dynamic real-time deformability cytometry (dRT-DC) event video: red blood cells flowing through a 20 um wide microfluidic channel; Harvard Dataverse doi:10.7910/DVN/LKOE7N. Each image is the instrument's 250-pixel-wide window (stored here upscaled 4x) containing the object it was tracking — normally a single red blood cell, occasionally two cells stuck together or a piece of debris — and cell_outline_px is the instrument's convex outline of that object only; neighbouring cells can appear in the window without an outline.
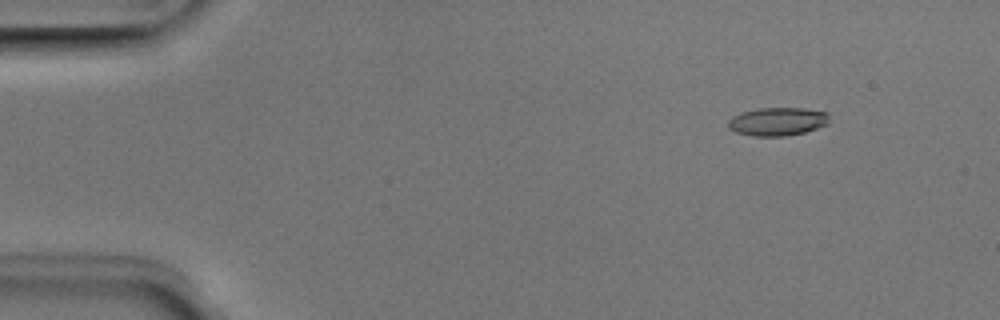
{"species": "Egyptian fruit bat (a non-hibernating species)", "species_latin": "Rousettus aegyptiacus", "temperature_condition": "room temperature", "stored_images_in_passage": 47, "camera_frame_rate_fps": 3000, "um_per_image_px": 0.085, "animal": {"sex": "male"}, "frame": {"image": 1, "passage_image": 2, "time_ms": 0.333, "image_size_px": [1000, 320], "cell_outline_px": [[828, 124], [804, 132], [784, 136], [752, 136], [736, 132], [728, 128], [728, 120], [732, 116], [740, 112], [756, 108], [804, 108], [828, 112]], "centroid_in_image_um": [66.05, 10.32], "position_along_channel_um": 18.9, "area_um2": 16.76}}
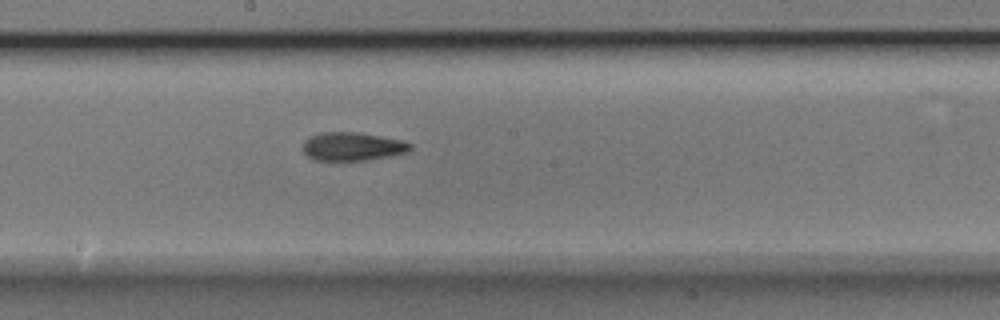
{"frame": {"image": 2, "passage_image": 24, "time_ms": 7.667, "image_size_px": [1000, 320], "cell_outline_px": [[412, 148], [408, 152], [392, 156], [364, 160], [312, 160], [304, 152], [304, 140], [308, 136], [324, 132], [360, 132], [400, 140], [412, 144]], "centroid_in_image_um": [29.96, 12.45], "position_along_channel_um": 218.2, "area_um2": 17.8}}
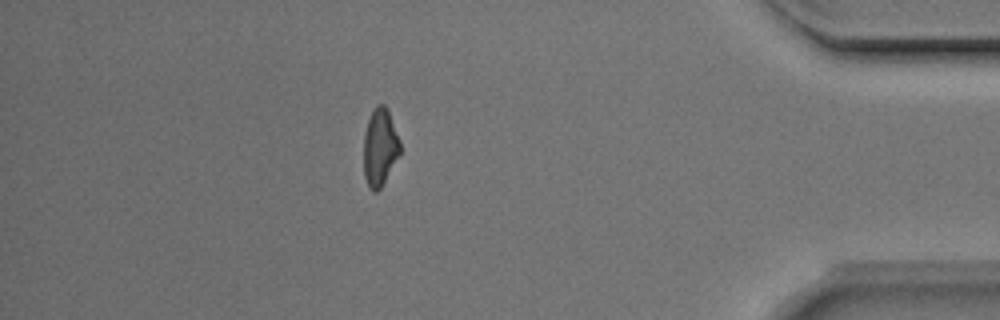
{"frame": {"image": 3, "passage_image": 41, "time_ms": 13.333, "image_size_px": [1000, 320], "cell_outline_px": [[400, 152], [380, 188], [376, 192], [372, 192], [368, 188], [364, 176], [364, 136], [368, 120], [376, 104], [384, 104], [388, 108], [400, 140]], "centroid_in_image_um": [32.28, 12.5], "position_along_channel_um": 402.9, "area_um2": 16.36}, "authors_computed_cell_mechanics": {"area_um2": 17.2822, "velocity_mm_per_s": 3.9947, "shape_relaxation_time_tau1_ms": 4.1918, "shape_relaxation_time_tau2_ms": 3.3627, "deformation_change_tau1": 0.1454, "deformation_change_tau2": 0.1191}}